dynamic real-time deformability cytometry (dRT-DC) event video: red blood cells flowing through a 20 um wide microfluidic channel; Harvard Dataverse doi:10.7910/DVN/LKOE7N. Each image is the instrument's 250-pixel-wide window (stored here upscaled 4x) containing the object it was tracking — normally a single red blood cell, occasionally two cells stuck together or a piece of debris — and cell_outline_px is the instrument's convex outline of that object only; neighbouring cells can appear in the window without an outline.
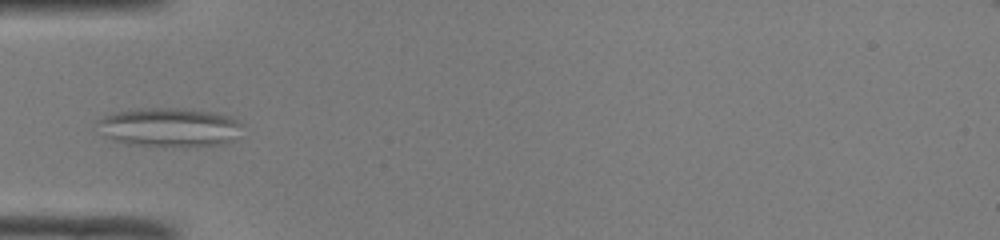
{"species": "common noctule bat (a hibernating species)", "species_latin": "Nyctalus noctula", "temperature_condition": "room temperature", "stored_images_in_passage": 32, "camera_frame_rate_fps": 3000, "um_per_image_px": 0.085, "animal": {"sex": "male", "body_mass_g": 19.0, "forearm_length_mm": 50.8}, "frame": {"image": 1, "passage_image": 1, "time_ms": 0.0, "image_size_px": [1000, 240], "cell_outline_px": [[240, 124], [232, 140], [220, 144], [184, 148], [128, 144], [112, 140], [108, 136], [96, 120], [104, 116], [116, 112], [136, 108], [188, 108], [216, 112], [232, 116]], "centroid_in_image_um": [14.41, 10.82], "position_along_channel_um": 70.6, "area_um2": 32.95}}
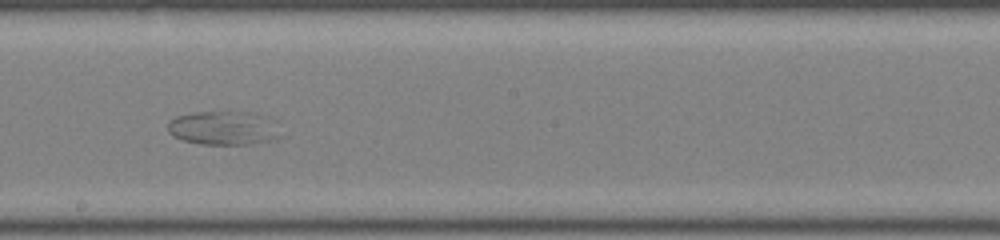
{"frame": {"image": 2, "passage_image": 13, "time_ms": 4.0, "image_size_px": [1000, 240], "cell_outline_px": [[280, 136], [276, 140], [248, 144], [200, 144], [184, 140], [172, 136], [168, 132], [168, 120], [176, 116], [196, 112], [248, 112], [276, 116]], "centroid_in_image_um": [19.09, 10.87], "position_along_channel_um": 229.1, "area_um2": 22.83}}
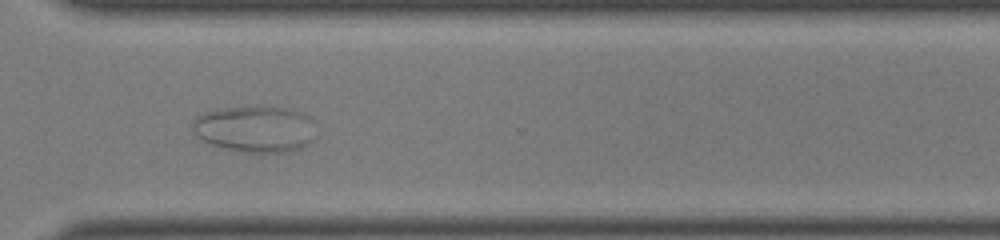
{"frame": {"image": 3, "passage_image": 22, "time_ms": 7.0, "image_size_px": [1000, 240], "cell_outline_px": [[316, 136], [304, 148], [288, 152], [244, 152], [212, 144], [196, 136], [192, 128], [192, 120], [196, 116], [204, 112], [220, 108], [288, 108], [300, 112], [308, 116]], "centroid_in_image_um": [21.68, 10.98], "position_along_channel_um": 348.9, "area_um2": 33.0}}